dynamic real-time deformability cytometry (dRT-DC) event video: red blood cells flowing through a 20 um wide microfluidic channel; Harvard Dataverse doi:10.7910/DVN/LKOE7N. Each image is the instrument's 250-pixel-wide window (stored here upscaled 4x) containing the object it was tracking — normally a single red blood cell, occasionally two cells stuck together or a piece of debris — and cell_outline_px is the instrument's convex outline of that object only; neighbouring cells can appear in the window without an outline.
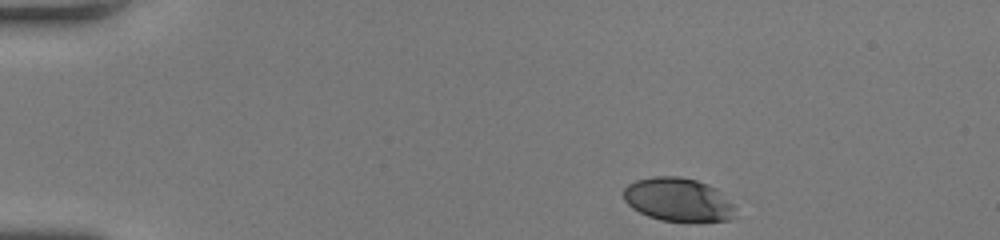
{"species": "human", "species_latin": "Homo sapiens", "temperature_condition": "room temperature", "stored_images_in_passage": 36, "camera_frame_rate_fps": 3000, "um_per_image_px": 0.085, "donor": {"sex": "female"}, "frame": {"image": 1, "passage_image": 1, "time_ms": 0.0, "image_size_px": [1000, 240], "cell_outline_px": [[736, 216], [728, 220], [660, 220], [648, 216], [632, 208], [624, 200], [624, 188], [628, 184], [636, 180], [652, 176], [680, 176], [696, 180], [708, 184], [716, 188], [736, 208]], "centroid_in_image_um": [57.63, 16.95], "position_along_channel_um": 27.4, "area_um2": 28.09}}
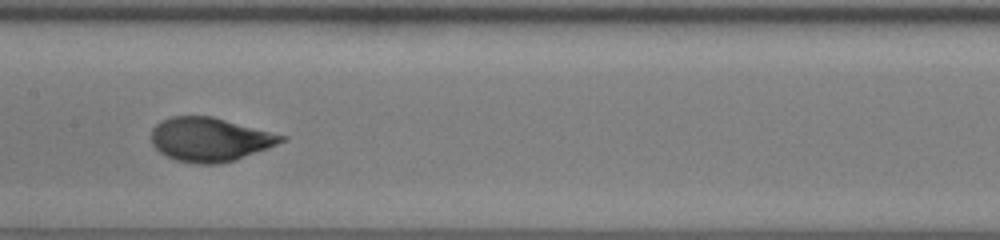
{"frame": {"image": 2, "passage_image": 19, "time_ms": 6.0, "image_size_px": [1000, 240], "cell_outline_px": [[288, 136], [284, 140], [268, 148], [220, 164], [196, 164], [176, 160], [160, 152], [152, 144], [152, 128], [156, 124], [172, 116], [212, 116]], "centroid_in_image_um": [17.83, 11.85], "position_along_channel_um": 189.6, "area_um2": 32.95}}
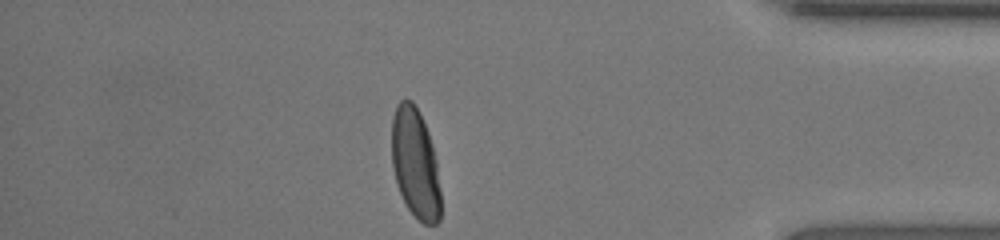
{"frame": {"image": 3, "passage_image": 36, "time_ms": 11.667, "image_size_px": [1000, 240], "cell_outline_px": [[440, 220], [436, 224], [424, 224], [408, 208], [396, 184], [392, 164], [392, 116], [396, 104], [400, 100], [412, 100], [428, 132], [436, 160], [440, 192]], "centroid_in_image_um": [35.28, 13.89], "position_along_channel_um": 399.9, "area_um2": 31.1}, "authors_computed_cell_mechanics": {"area_um2": 32.7437, "velocity_mm_per_s": 4.2423, "shape_relaxation_time_tau1_ms": 2.7989, "shape_relaxation_time_tau2_ms": null, "deformation_change_tau1": 0.1744, "deformation_change_tau2": null}}